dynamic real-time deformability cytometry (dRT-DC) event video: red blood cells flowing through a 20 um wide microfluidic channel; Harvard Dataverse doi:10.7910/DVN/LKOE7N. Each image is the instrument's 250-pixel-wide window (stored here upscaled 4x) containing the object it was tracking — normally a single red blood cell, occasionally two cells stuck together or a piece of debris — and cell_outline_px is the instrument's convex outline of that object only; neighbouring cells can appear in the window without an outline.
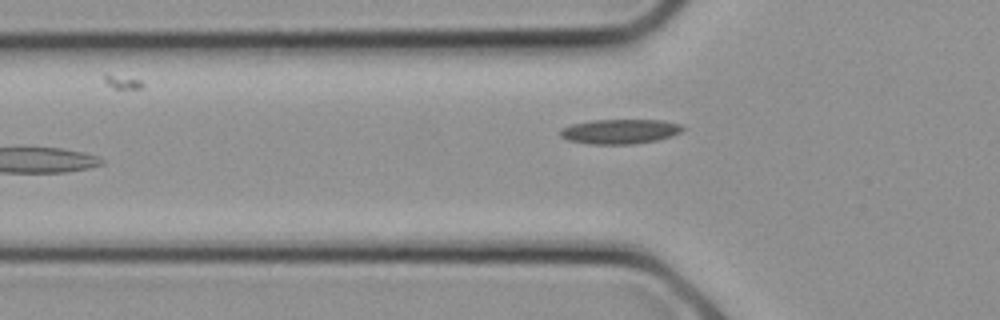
{"species": "common noctule bat (a hibernating species)", "species_latin": "Nyctalus noctula", "temperature_condition": "cold", "stored_images_in_passage": 9, "camera_frame_rate_fps": 3000, "um_per_image_px": 0.085, "animal": {"sex": "female", "body_mass_g": 21.9}, "frame": {"image": 1, "passage_image": 9, "time_ms": 2.667, "image_size_px": [1000, 320], "cell_outline_px": [[684, 128], [680, 132], [672, 136], [656, 140], [636, 144], [588, 144], [568, 140], [560, 136], [560, 128], [572, 124], [592, 120], [664, 120], [680, 124]], "centroid_in_image_um": [52.68, 11.17], "position_along_channel_um": 73.1, "area_um2": 17.69}}